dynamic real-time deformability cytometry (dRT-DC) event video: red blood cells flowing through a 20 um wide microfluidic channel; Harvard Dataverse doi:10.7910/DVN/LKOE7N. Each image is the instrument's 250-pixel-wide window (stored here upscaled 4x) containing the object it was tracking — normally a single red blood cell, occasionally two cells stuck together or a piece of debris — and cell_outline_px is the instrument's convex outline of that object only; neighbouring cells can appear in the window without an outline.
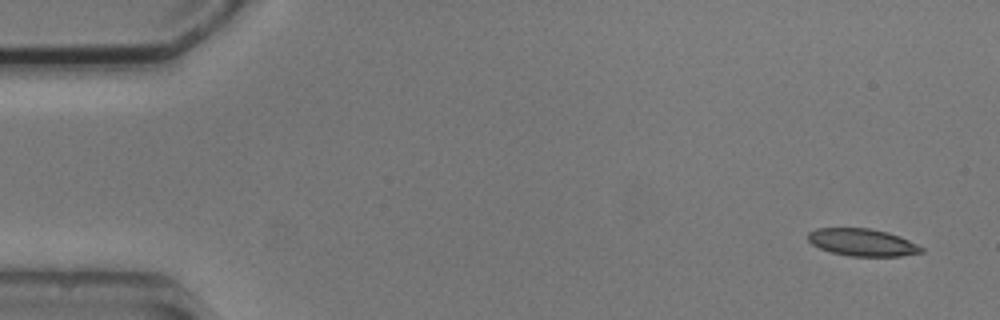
{"species": "common noctule bat (a hibernating species)", "species_latin": "Nyctalus noctula", "temperature_condition": "cold", "stored_images_in_passage": 5, "camera_frame_rate_fps": 3000, "um_per_image_px": 0.085, "animal": {"sex": "male", "body_mass_g": 20.5, "forearm_length_mm": 52.5}, "frame": {"image": 1, "passage_image": 1, "time_ms": 0.0, "image_size_px": [1000, 320], "cell_outline_px": [[924, 252], [900, 256], [852, 256], [832, 252], [820, 248], [812, 244], [808, 240], [808, 232], [816, 228], [868, 228], [888, 232], [900, 236], [924, 248]], "centroid_in_image_um": [73.3, 20.59], "position_along_channel_um": 11.7, "area_um2": 17.98}}